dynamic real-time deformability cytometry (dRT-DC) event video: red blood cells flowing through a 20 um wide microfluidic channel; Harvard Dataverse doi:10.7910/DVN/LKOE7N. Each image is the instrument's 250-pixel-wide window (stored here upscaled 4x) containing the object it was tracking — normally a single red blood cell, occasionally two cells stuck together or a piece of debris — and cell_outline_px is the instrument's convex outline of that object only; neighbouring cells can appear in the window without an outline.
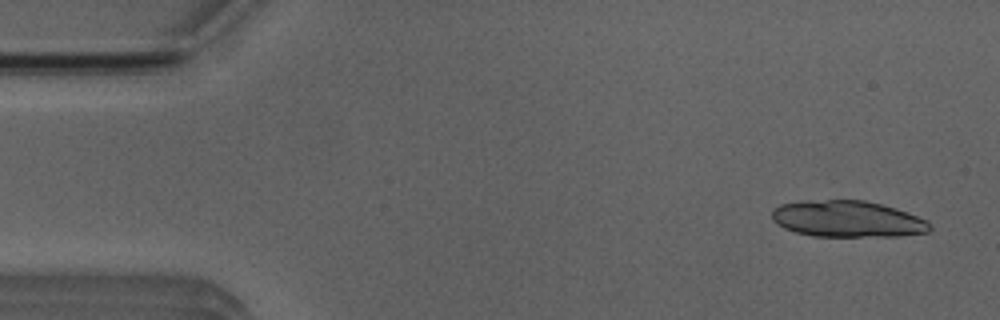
{"species": "Egyptian fruit bat (a non-hibernating species)", "species_latin": "Rousettus aegyptiacus", "temperature_condition": "room temperature", "stored_images_in_passage": 7, "camera_frame_rate_fps": 3000, "um_per_image_px": 0.085, "animal": {"sex": "male"}, "frame": {"image": 1, "passage_image": 1, "time_ms": 0.0, "image_size_px": [1000, 320], "cell_outline_px": [[932, 228], [928, 232], [900, 236], [812, 236], [796, 232], [784, 228], [776, 224], [772, 220], [772, 208], [780, 204], [828, 200], [864, 200], [896, 208], [928, 220], [932, 224]], "centroid_in_image_um": [72.07, 18.62], "position_along_channel_um": 12.9, "area_um2": 33.47}}